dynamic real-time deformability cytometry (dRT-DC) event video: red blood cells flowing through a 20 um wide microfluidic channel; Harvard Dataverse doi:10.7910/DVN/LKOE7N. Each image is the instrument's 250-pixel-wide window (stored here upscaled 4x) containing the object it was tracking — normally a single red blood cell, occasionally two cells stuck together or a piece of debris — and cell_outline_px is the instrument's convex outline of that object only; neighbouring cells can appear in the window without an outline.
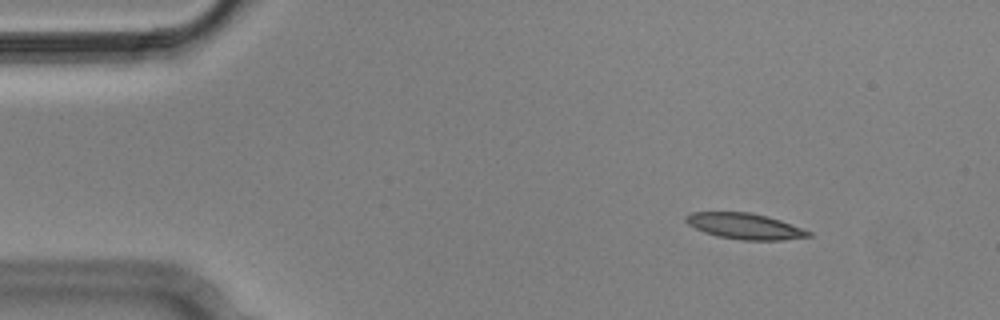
{"species": "Egyptian fruit bat (a non-hibernating species)", "species_latin": "Rousettus aegyptiacus", "temperature_condition": "cold", "stored_images_in_passage": 5, "camera_frame_rate_fps": 3000, "um_per_image_px": 0.085, "animal": {"sex": "male"}, "frame": {"image": 1, "passage_image": 2, "time_ms": 0.333, "image_size_px": [1000, 320], "cell_outline_px": [[812, 236], [784, 240], [740, 240], [716, 236], [704, 232], [688, 224], [684, 220], [684, 216], [692, 212], [752, 212], [780, 220], [812, 232]], "centroid_in_image_um": [63.3, 19.23], "position_along_channel_um": 21.7, "area_um2": 18.55}}